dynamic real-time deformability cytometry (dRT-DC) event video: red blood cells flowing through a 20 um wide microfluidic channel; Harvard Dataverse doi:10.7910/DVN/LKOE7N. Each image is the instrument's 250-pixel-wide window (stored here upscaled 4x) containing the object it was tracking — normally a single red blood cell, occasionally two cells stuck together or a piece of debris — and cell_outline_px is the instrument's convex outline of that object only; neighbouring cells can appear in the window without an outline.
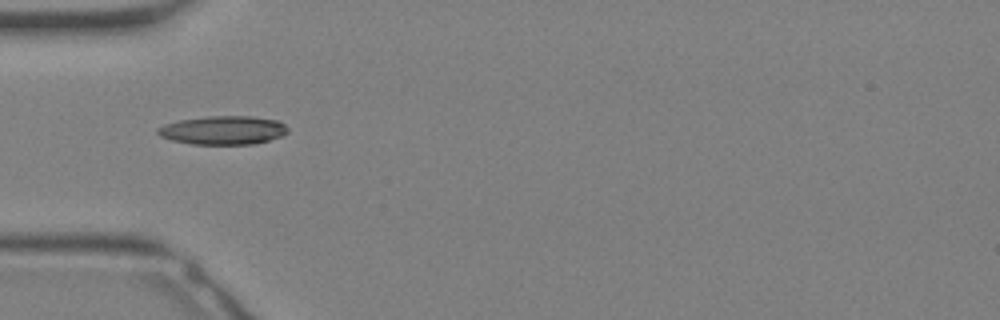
{"species": "Egyptian fruit bat (a non-hibernating species)", "species_latin": "Rousettus aegyptiacus", "temperature_condition": "warm", "stored_images_in_passage": 9, "camera_frame_rate_fps": 3000, "um_per_image_px": 0.085, "animal": {"sex": "female"}, "frame": {"image": 1, "passage_image": 1, "time_ms": 0.0, "image_size_px": [1000, 320], "cell_outline_px": [[288, 132], [280, 136], [268, 140], [252, 144], [192, 144], [172, 140], [160, 136], [156, 132], [156, 128], [164, 124], [180, 120], [208, 116], [252, 116], [276, 120], [284, 124], [288, 128]], "centroid_in_image_um": [18.94, 11.06], "position_along_channel_um": 66.1, "area_um2": 21.62}}
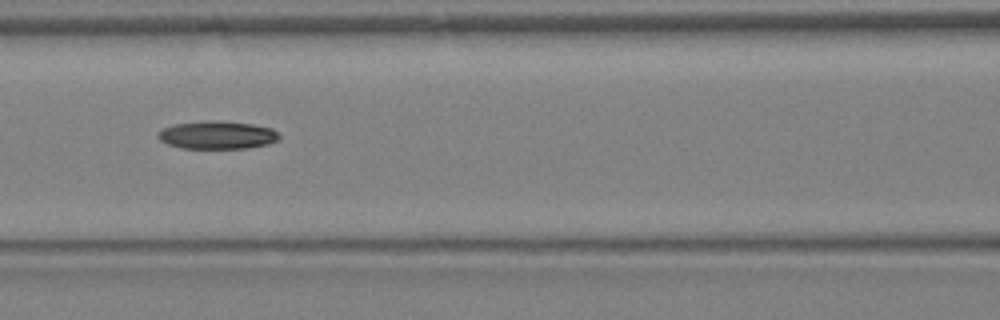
{"frame": {"image": 2, "passage_image": 5, "time_ms": 1.333, "image_size_px": [1000, 320], "cell_outline_px": [[280, 140], [268, 144], [244, 148], [180, 148], [168, 144], [160, 140], [156, 136], [156, 132], [172, 124], [208, 120], [216, 120], [252, 124], [272, 128], [280, 136]], "centroid_in_image_um": [18.44, 11.47], "position_along_channel_um": 148.2, "area_um2": 19.88}}
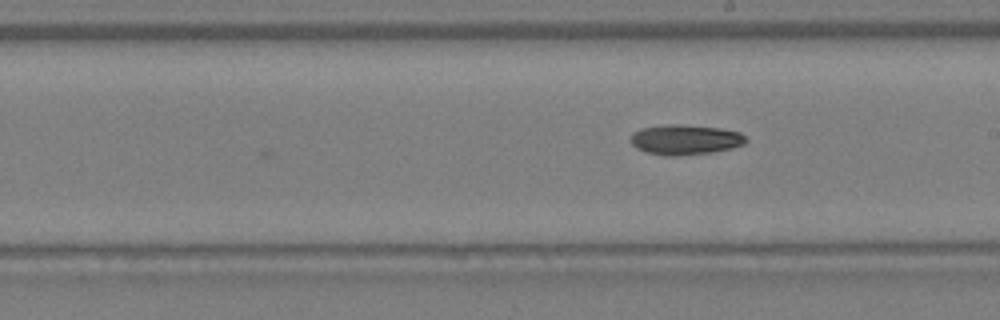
{"frame": {"image": 3, "passage_image": 9, "time_ms": 2.667, "image_size_px": [1000, 320], "cell_outline_px": [[748, 140], [744, 144], [732, 148], [712, 152], [676, 156], [664, 156], [648, 152], [636, 148], [632, 144], [632, 132], [640, 128], [664, 124], [672, 124], [720, 128], [740, 132]], "centroid_in_image_um": [58.24, 11.87], "position_along_channel_um": 230.8, "area_um2": 20.17}}